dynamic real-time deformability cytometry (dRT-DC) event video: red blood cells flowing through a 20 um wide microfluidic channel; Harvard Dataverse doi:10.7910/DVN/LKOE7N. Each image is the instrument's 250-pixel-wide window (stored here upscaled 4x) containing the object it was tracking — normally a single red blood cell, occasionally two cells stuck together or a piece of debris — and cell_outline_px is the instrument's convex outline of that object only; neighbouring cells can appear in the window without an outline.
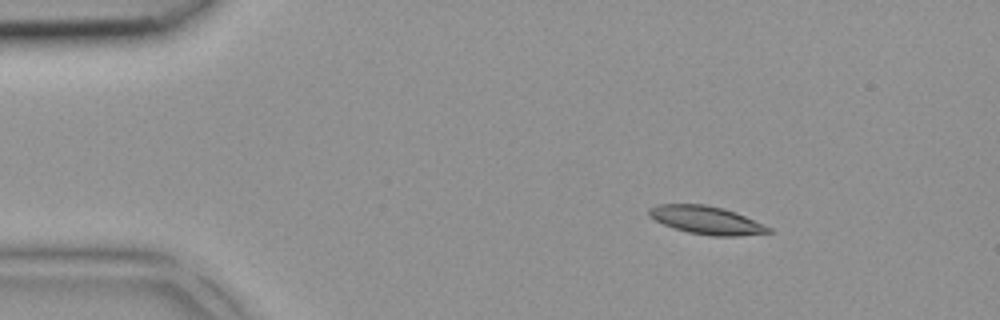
{"species": "common noctule bat (a hibernating species)", "species_latin": "Nyctalus noctula", "temperature_condition": "room temperature", "stored_images_in_passage": 3, "camera_frame_rate_fps": 3000, "um_per_image_px": 0.085, "animal": {"sex": "female", "body_mass_g": 18.4}, "frame": {"image": 1, "passage_image": 2, "time_ms": 0.333, "image_size_px": [1000, 320], "cell_outline_px": [[772, 232], [736, 236], [712, 236], [688, 232], [664, 224], [648, 216], [648, 208], [656, 204], [704, 204], [724, 208], [736, 212], [772, 228]], "centroid_in_image_um": [60.04, 18.7], "position_along_channel_um": 25.0, "area_um2": 19.48}}
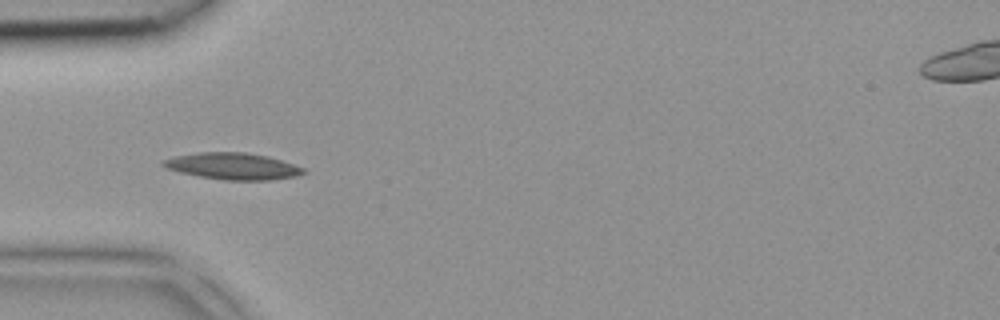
{"frame": {"image": 2, "passage_image": 3, "time_ms": 0.667, "image_size_px": [1000, 320], "cell_outline_px": [[304, 172], [296, 176], [272, 180], [224, 180], [200, 176], [180, 172], [164, 168], [160, 164], [160, 160], [176, 156], [200, 152], [244, 152], [268, 156], [304, 168]], "centroid_in_image_um": [19.73, 14.12], "position_along_channel_um": 65.3, "area_um2": 21.68}}